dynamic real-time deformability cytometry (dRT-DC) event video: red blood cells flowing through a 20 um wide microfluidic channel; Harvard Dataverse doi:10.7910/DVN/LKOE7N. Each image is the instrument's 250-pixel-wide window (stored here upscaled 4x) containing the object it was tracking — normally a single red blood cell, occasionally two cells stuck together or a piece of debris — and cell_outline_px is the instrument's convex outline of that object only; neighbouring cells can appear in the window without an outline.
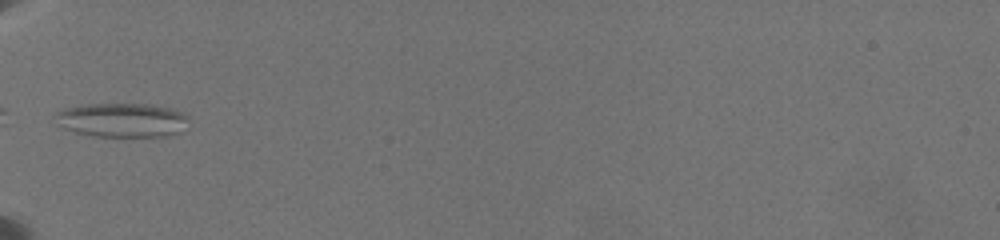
{"species": "common noctule bat (a hibernating species)", "species_latin": "Nyctalus noctula", "temperature_condition": "warm", "stored_images_in_passage": 28, "camera_frame_rate_fps": 3000, "um_per_image_px": 0.085, "animal": {"sex": "female", "body_mass_g": 19.5, "forearm_length_mm": 54.1}, "frame": {"image": 1, "passage_image": 1, "time_ms": 0.0, "image_size_px": [1000, 240], "cell_outline_px": [[188, 116], [176, 132], [164, 136], [92, 136], [76, 132], [64, 128], [56, 124], [52, 116], [56, 112], [64, 108], [88, 104], [144, 104], [168, 108], [184, 112]], "centroid_in_image_um": [10.23, 10.19], "position_along_channel_um": 74.8, "area_um2": 26.13}}
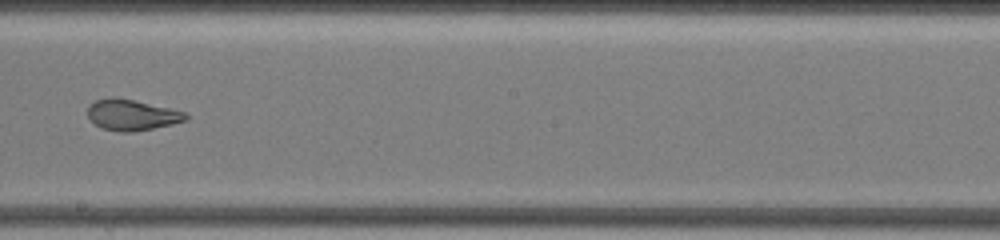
{"frame": {"image": 2, "passage_image": 13, "time_ms": 4.667, "image_size_px": [1000, 240], "cell_outline_px": [[188, 120], [172, 124], [132, 132], [120, 132], [100, 128], [88, 116], [88, 104], [96, 100], [112, 96], [132, 100], [168, 108], [184, 112], [188, 116]], "centroid_in_image_um": [11.17, 9.77], "position_along_channel_um": 237.0, "area_um2": 17.46}, "authors_computed_cell_mechanics": {"area_um2": 18.5249, "velocity_mm_per_s": 3.5311, "shape_relaxation_time_tau1_ms": null, "shape_relaxation_time_tau2_ms": 1.3908, "deformation_change_tau1": null, "deformation_change_tau2": 0.0762}}